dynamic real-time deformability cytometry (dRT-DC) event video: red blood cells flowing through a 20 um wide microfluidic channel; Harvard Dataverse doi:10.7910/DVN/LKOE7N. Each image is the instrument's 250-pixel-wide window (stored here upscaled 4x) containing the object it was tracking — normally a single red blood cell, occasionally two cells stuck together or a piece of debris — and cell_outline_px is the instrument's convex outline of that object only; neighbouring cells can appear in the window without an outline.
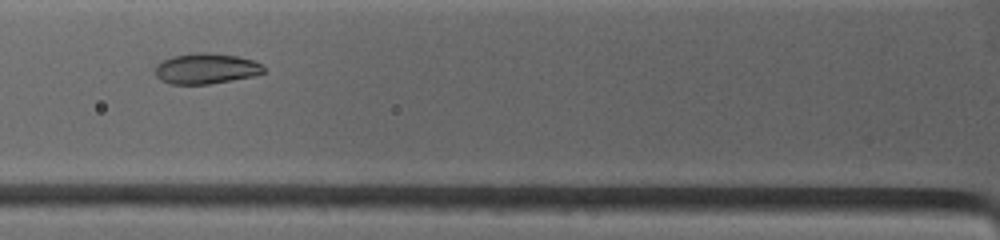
{"species": "common noctule bat (a hibernating species)", "species_latin": "Nyctalus noctula", "temperature_condition": "warm", "stored_images_in_passage": 6, "camera_frame_rate_fps": 4500, "um_per_image_px": 0.085, "animal": {"sex": "female", "body_mass_g": 19.0, "forearm_length_mm": 53.3}, "frame": {"image": 1, "passage_image": 4, "time_ms": 2.889, "image_size_px": [1000, 240], "cell_outline_px": [[264, 72], [252, 76], [232, 80], [208, 84], [172, 84], [156, 76], [156, 68], [164, 60], [176, 56], [236, 56], [252, 60], [260, 64], [264, 68]], "centroid_in_image_um": [17.55, 5.9], "position_along_channel_um": 108.2, "area_um2": 17.8}}
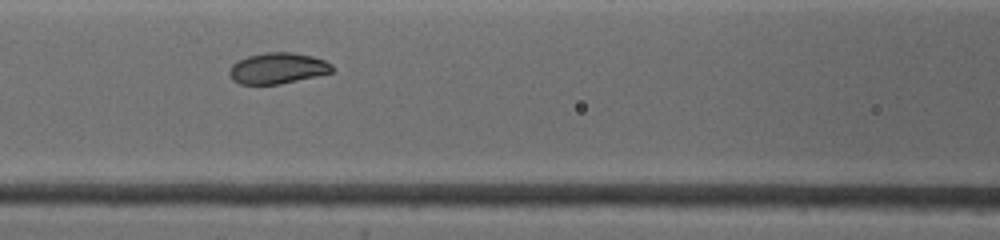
{"frame": {"image": 2, "passage_image": 5, "time_ms": 3.778, "image_size_px": [1000, 240], "cell_outline_px": [[332, 72], [280, 84], [240, 84], [232, 80], [228, 72], [232, 64], [236, 60], [248, 56], [264, 52], [292, 52], [312, 56], [324, 60], [332, 64]], "centroid_in_image_um": [23.55, 5.79], "position_along_channel_um": 143.0, "area_um2": 18.55}}
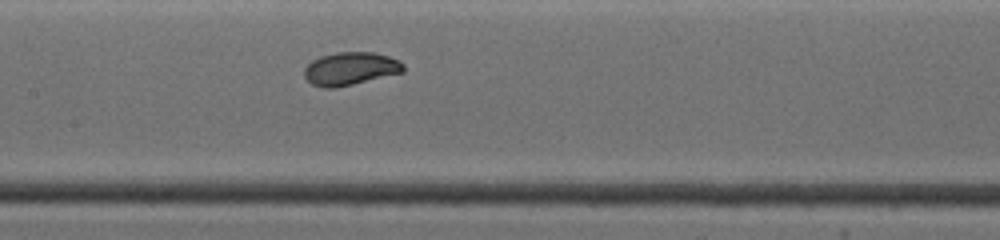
{"frame": {"image": 3, "passage_image": 6, "time_ms": 4.667, "image_size_px": [1000, 240], "cell_outline_px": [[404, 72], [352, 84], [332, 88], [324, 88], [312, 84], [304, 76], [304, 68], [312, 60], [320, 56], [340, 52], [372, 52], [388, 56], [404, 64]], "centroid_in_image_um": [29.76, 5.83], "position_along_channel_um": 177.6, "area_um2": 18.84}}